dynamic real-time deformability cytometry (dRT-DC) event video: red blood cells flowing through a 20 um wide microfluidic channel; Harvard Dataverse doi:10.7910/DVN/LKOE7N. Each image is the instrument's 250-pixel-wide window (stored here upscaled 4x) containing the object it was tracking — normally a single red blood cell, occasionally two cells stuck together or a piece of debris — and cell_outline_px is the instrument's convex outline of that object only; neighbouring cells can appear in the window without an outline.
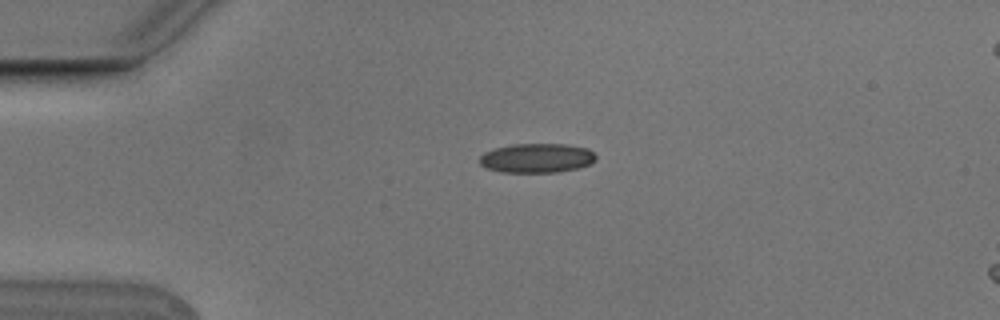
{"species": "Egyptian fruit bat (a non-hibernating species)", "species_latin": "Rousettus aegyptiacus", "temperature_condition": "cold", "stored_images_in_passage": 3, "camera_frame_rate_fps": 3000, "um_per_image_px": 0.085, "animal": {"sex": "male"}, "frame": {"image": 1, "passage_image": 3, "time_ms": 0.667, "image_size_px": [1000, 320], "cell_outline_px": [[596, 156], [588, 164], [580, 168], [556, 172], [500, 172], [488, 168], [480, 164], [480, 156], [484, 152], [496, 148], [512, 144], [564, 144], [588, 148]], "centroid_in_image_um": [45.61, 13.43], "position_along_channel_um": 39.4, "area_um2": 19.71}}